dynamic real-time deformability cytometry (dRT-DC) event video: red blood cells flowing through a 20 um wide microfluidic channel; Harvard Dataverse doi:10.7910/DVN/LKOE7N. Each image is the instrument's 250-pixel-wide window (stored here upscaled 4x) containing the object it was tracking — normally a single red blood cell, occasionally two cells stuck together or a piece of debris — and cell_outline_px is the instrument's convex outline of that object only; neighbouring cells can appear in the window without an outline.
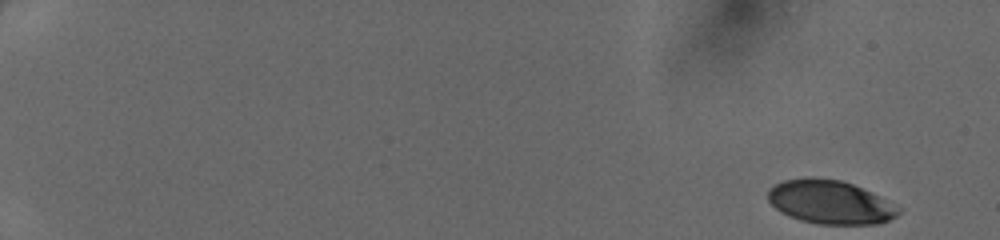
{"species": "human", "species_latin": "Homo sapiens", "temperature_condition": "cold", "stored_images_in_passage": 19, "camera_frame_rate_fps": 3000, "um_per_image_px": 0.085, "donor": {"sex": "female"}, "frame": {"image": 1, "passage_image": 1, "time_ms": 0.0, "image_size_px": [1000, 240], "cell_outline_px": [[900, 212], [896, 216], [888, 220], [876, 224], [820, 224], [800, 220], [788, 216], [780, 212], [768, 200], [768, 188], [784, 180], [808, 176], [840, 180], [852, 184], [880, 196], [900, 208]], "centroid_in_image_um": [70.53, 17.17], "position_along_channel_um": 14.5, "area_um2": 33.18}}
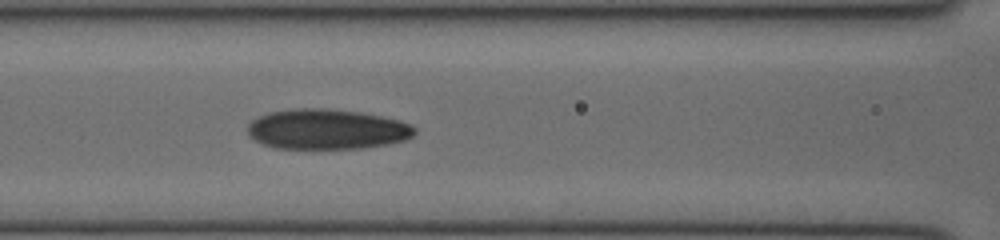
{"frame": {"image": 2, "passage_image": 14, "time_ms": 4.333, "image_size_px": [1000, 240], "cell_outline_px": [[416, 132], [412, 136], [404, 140], [388, 144], [364, 148], [272, 148], [248, 136], [248, 124], [252, 120], [268, 112], [300, 108], [320, 108], [356, 112], [380, 116], [400, 120], [412, 124], [416, 128]], "centroid_in_image_um": [27.79, 10.99], "position_along_channel_um": 138.8, "area_um2": 38.96}}
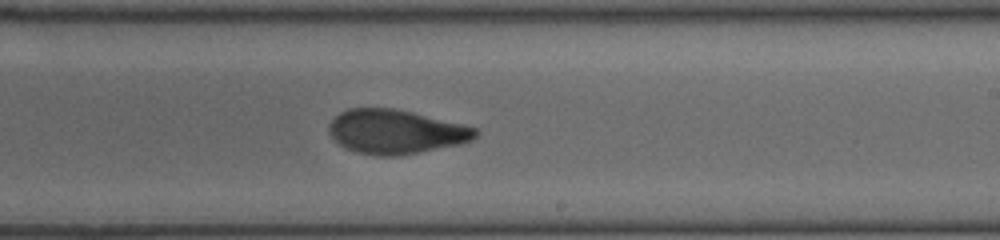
{"frame": {"image": 3, "passage_image": 19, "time_ms": 6.0, "image_size_px": [1000, 240], "cell_outline_px": [[480, 132], [472, 140], [460, 144], [400, 156], [376, 156], [356, 152], [344, 148], [328, 132], [328, 124], [340, 112], [348, 108], [392, 108], [412, 112], [464, 124], [476, 128]], "centroid_in_image_um": [33.64, 11.2], "position_along_channel_um": 255.4, "area_um2": 37.86}}